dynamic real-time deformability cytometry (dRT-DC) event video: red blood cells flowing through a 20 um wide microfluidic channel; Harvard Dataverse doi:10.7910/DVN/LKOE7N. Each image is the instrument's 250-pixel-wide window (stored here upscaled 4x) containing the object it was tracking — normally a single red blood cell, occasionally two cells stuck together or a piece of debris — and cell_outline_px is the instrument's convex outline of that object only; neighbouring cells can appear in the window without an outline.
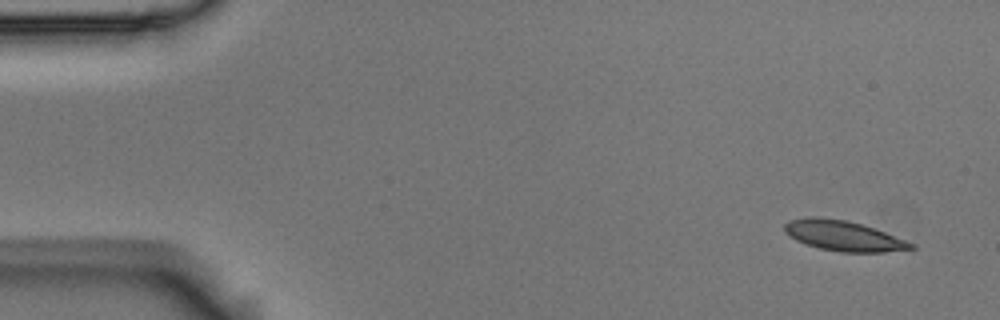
{"species": "Egyptian fruit bat (a non-hibernating species)", "species_latin": "Rousettus aegyptiacus", "temperature_condition": "room temperature", "stored_images_in_passage": 10, "camera_frame_rate_fps": 3000, "um_per_image_px": 0.085, "animal": {"sex": "male"}, "frame": {"image": 1, "passage_image": 1, "time_ms": 0.0, "image_size_px": [1000, 320], "cell_outline_px": [[916, 248], [884, 252], [840, 252], [820, 248], [796, 240], [788, 236], [784, 232], [784, 224], [788, 220], [808, 216], [816, 216], [844, 220], [860, 224], [884, 232], [916, 244]], "centroid_in_image_um": [71.65, 20.04], "position_along_channel_um": 13.4, "area_um2": 22.14}}
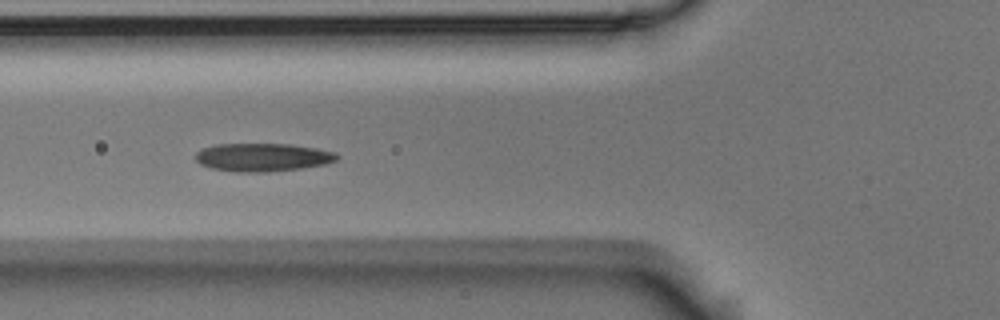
{"frame": {"image": 2, "passage_image": 6, "time_ms": 1.667, "image_size_px": [1000, 320], "cell_outline_px": [[340, 156], [336, 160], [324, 164], [300, 168], [268, 172], [236, 172], [212, 168], [200, 164], [196, 160], [196, 152], [204, 148], [216, 144], [292, 144], [316, 148], [336, 152]], "centroid_in_image_um": [22.34, 13.36], "position_along_channel_um": 103.5, "area_um2": 23.18}}
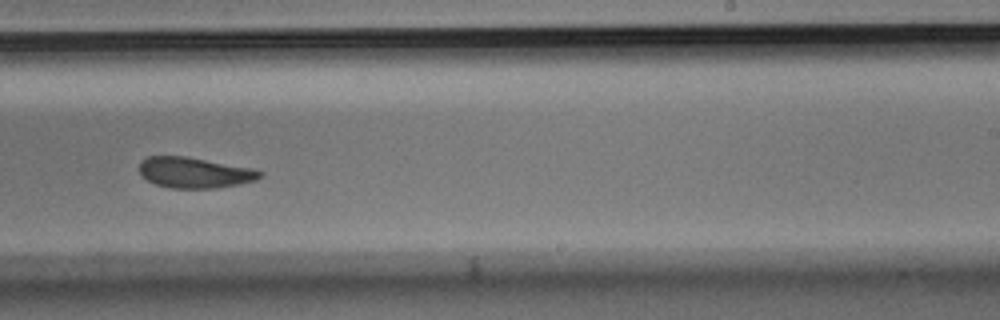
{"frame": {"image": 3, "passage_image": 10, "time_ms": 3.0, "image_size_px": [1000, 320], "cell_outline_px": [[264, 176], [256, 180], [216, 188], [168, 188], [156, 184], [148, 180], [140, 172], [140, 160], [148, 156], [188, 156], [252, 168], [264, 172]], "centroid_in_image_um": [16.56, 14.66], "position_along_channel_um": 272.4, "area_um2": 21.62}}